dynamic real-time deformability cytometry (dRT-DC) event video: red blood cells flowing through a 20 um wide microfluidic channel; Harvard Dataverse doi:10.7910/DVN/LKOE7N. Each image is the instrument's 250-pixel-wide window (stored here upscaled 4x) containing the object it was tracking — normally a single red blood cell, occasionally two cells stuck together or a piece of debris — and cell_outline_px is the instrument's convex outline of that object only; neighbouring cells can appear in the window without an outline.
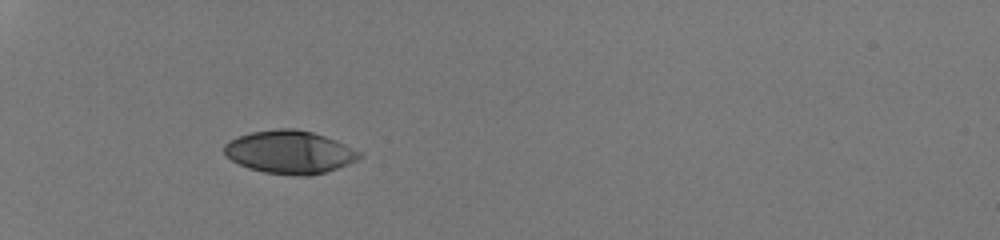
{"species": "human", "species_latin": "Homo sapiens", "temperature_condition": "room temperature", "stored_images_in_passage": 33, "camera_frame_rate_fps": 3000, "um_per_image_px": 0.085, "donor": {"sex": "male"}, "frame": {"image": 1, "passage_image": 1, "time_ms": 0.0, "image_size_px": [1000, 240], "cell_outline_px": [[360, 156], [356, 160], [348, 164], [324, 172], [308, 176], [296, 176], [264, 172], [248, 168], [232, 160], [224, 152], [224, 144], [240, 136], [252, 132], [276, 128], [296, 128], [312, 132], [336, 140], [360, 152]], "centroid_in_image_um": [24.61, 12.93], "position_along_channel_um": 60.4, "area_um2": 33.52}}
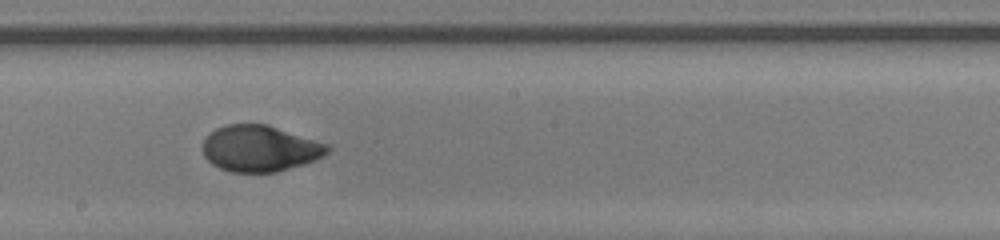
{"frame": {"image": 2, "passage_image": 15, "time_ms": 4.667, "image_size_px": [1000, 240], "cell_outline_px": [[332, 148], [328, 152], [316, 160], [304, 164], [276, 172], [232, 172], [220, 168], [212, 164], [204, 156], [204, 140], [216, 128], [224, 124], [268, 124], [332, 144]], "centroid_in_image_um": [22.16, 12.61], "position_along_channel_um": 226.0, "area_um2": 33.87}}
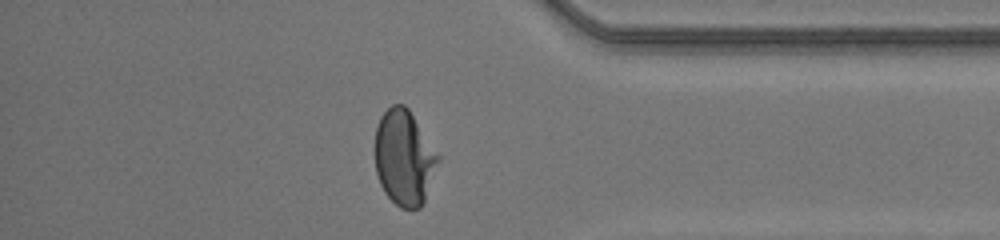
{"frame": {"image": 3, "passage_image": 28, "time_ms": 9.0, "image_size_px": [1000, 240], "cell_outline_px": [[440, 160], [424, 200], [420, 208], [400, 208], [384, 192], [380, 184], [376, 172], [376, 128], [380, 116], [392, 104], [404, 104], [408, 108], [440, 156]], "centroid_in_image_um": [34.36, 13.39], "position_along_channel_um": 400.8, "area_um2": 34.8}, "authors_computed_cell_mechanics": {"area_um2": 34.2754, "velocity_mm_per_s": 4.2288, "shape_relaxation_time_tau1_ms": 4.3782, "shape_relaxation_time_tau2_ms": null, "deformation_change_tau1": 0.2205, "deformation_change_tau2": null}}